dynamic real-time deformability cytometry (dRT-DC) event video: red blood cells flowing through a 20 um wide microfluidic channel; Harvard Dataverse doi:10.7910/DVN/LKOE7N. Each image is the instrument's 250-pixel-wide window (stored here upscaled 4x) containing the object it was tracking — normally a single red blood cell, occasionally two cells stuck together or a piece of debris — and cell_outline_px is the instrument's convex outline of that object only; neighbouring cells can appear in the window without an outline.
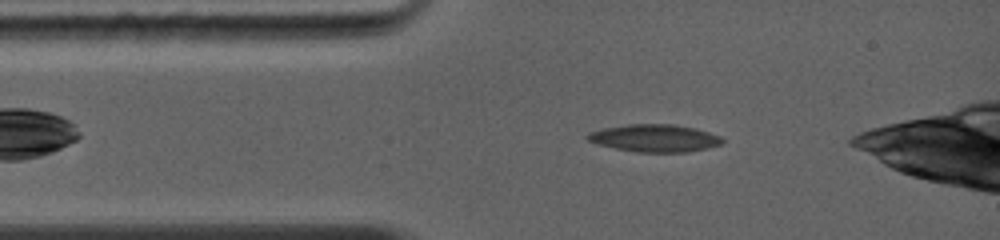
{"species": "common noctule bat (a hibernating species)", "species_latin": "Nyctalus noctula", "temperature_condition": "warm", "stored_images_in_passage": 18, "camera_frame_rate_fps": 5000, "um_per_image_px": 0.085, "animal": {"sex": "female", "body_mass_g": 19.0, "forearm_length_mm": 56.7}, "frame": {"image": 1, "passage_image": 3, "time_ms": 1.4, "image_size_px": [1000, 240], "cell_outline_px": [[724, 140], [720, 144], [708, 148], [688, 152], [636, 152], [596, 144], [588, 140], [584, 136], [588, 132], [604, 128], [628, 124], [672, 124], [696, 128], [720, 136]], "centroid_in_image_um": [55.62, 11.74], "position_along_channel_um": 29.4, "area_um2": 21.62}}
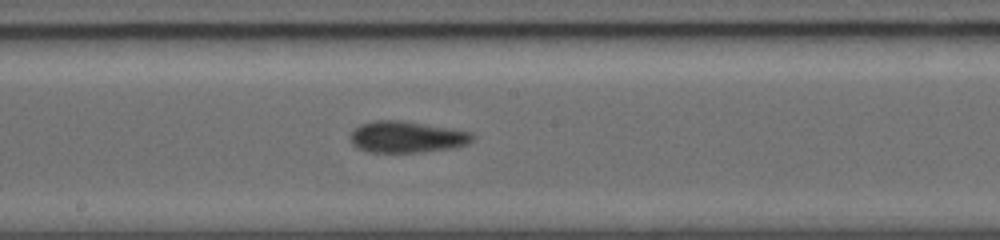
{"frame": {"image": 2, "passage_image": 10, "time_ms": 6.0, "image_size_px": [1000, 240], "cell_outline_px": [[472, 140], [468, 144], [452, 148], [424, 152], [368, 152], [352, 144], [352, 132], [360, 124], [372, 120], [400, 120], [472, 132]], "centroid_in_image_um": [34.58, 11.64], "position_along_channel_um": 213.6, "area_um2": 22.14}}
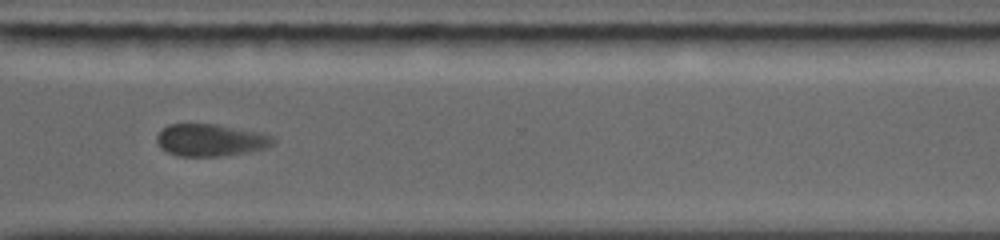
{"frame": {"image": 3, "passage_image": 15, "time_ms": 9.2, "image_size_px": [1000, 240], "cell_outline_px": [[276, 140], [272, 144], [264, 148], [248, 152], [220, 156], [176, 156], [160, 148], [156, 140], [156, 136], [168, 124], [216, 124], [260, 132], [272, 136]], "centroid_in_image_um": [17.88, 11.91], "position_along_channel_um": 352.7, "area_um2": 21.79}, "authors_computed_cell_mechanics": {"area_um2": 21.7617, "velocity_mm_per_s": 4.3306, "shape_relaxation_time_tau1_ms": 3.3808, "shape_relaxation_time_tau2_ms": 2.4779, "deformation_change_tau1": 0.0922, "deformation_change_tau2": 0.0892}}